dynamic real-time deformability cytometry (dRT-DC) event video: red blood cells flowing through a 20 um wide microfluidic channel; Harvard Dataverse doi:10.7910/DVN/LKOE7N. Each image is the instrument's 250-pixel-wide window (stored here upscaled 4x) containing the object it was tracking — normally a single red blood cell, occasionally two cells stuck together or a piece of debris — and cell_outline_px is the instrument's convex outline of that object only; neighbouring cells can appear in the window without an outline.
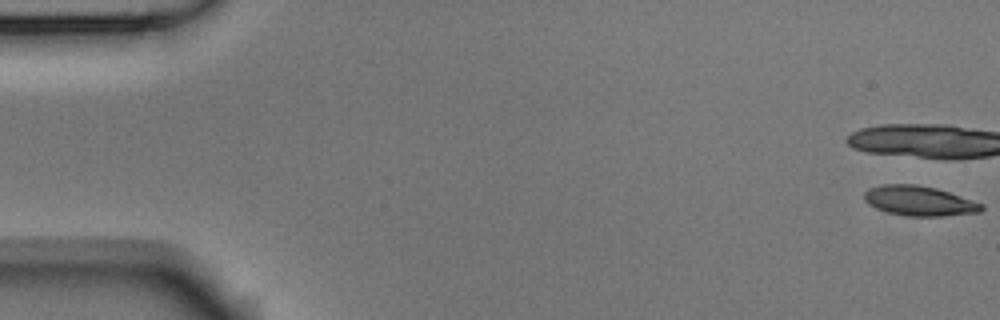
{"species": "Egyptian fruit bat (a non-hibernating species)", "species_latin": "Rousettus aegyptiacus", "temperature_condition": "room temperature", "stored_images_in_passage": 18, "camera_frame_rate_fps": 3000, "um_per_image_px": 0.085, "animal": {"sex": "male"}, "frame": {"image": 1, "passage_image": 1, "time_ms": 0.0, "image_size_px": [1000, 320], "cell_outline_px": [[984, 208], [980, 212], [944, 216], [908, 216], [888, 212], [876, 208], [868, 204], [864, 200], [864, 192], [868, 188], [880, 184], [916, 184], [936, 188], [984, 204]], "centroid_in_image_um": [78.11, 17.07], "position_along_channel_um": 6.9, "area_um2": 20.46}}